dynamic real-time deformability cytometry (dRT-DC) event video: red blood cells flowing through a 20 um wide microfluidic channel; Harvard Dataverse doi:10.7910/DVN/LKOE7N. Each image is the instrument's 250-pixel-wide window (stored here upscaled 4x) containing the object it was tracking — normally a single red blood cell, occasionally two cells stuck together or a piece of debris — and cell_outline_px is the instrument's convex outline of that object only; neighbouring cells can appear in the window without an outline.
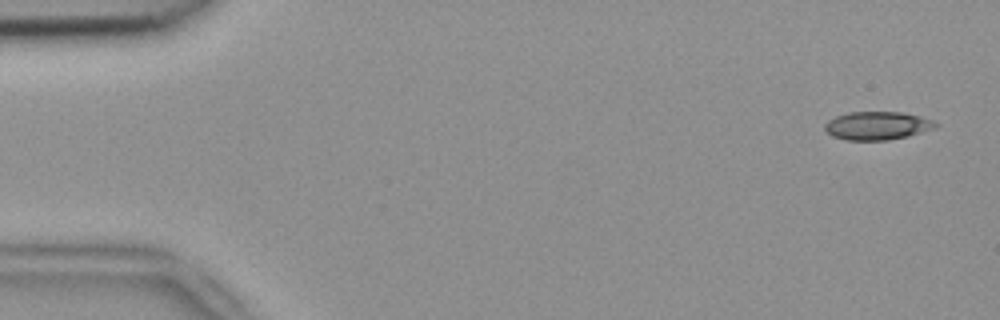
{"species": "common noctule bat (a hibernating species)", "species_latin": "Nyctalus noctula", "temperature_condition": "room temperature", "stored_images_in_passage": 52, "camera_frame_rate_fps": 3000, "um_per_image_px": 0.085, "animal": {"sex": "female", "body_mass_g": 18.4}, "frame": {"image": 1, "passage_image": 2, "time_ms": 0.333, "image_size_px": [1000, 320], "cell_outline_px": [[940, 124], [936, 128], [908, 136], [888, 140], [848, 140], [832, 136], [824, 128], [824, 124], [828, 120], [836, 116], [848, 112], [904, 112], [920, 116], [932, 120]], "centroid_in_image_um": [74.59, 10.68], "position_along_channel_um": 10.4, "area_um2": 18.32}}
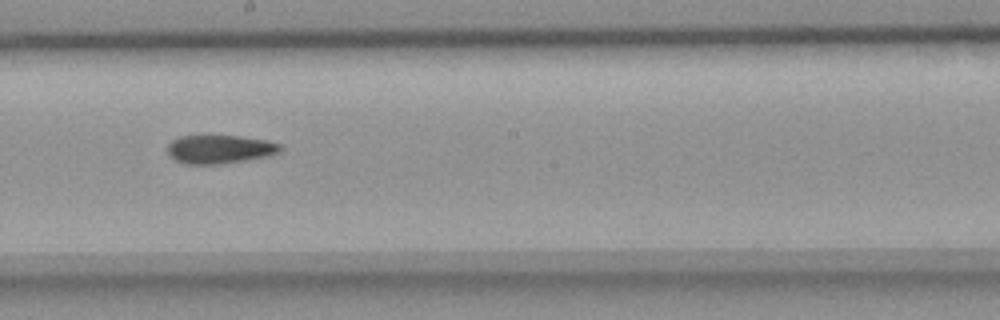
{"frame": {"image": 2, "passage_image": 29, "time_ms": 9.333, "image_size_px": [1000, 320], "cell_outline_px": [[284, 148], [280, 152], [268, 156], [244, 160], [216, 164], [184, 164], [168, 156], [168, 144], [172, 140], [180, 136], [200, 132], [240, 136], [268, 140], [280, 144]], "centroid_in_image_um": [18.64, 12.63], "position_along_channel_um": 229.6, "area_um2": 19.65}}
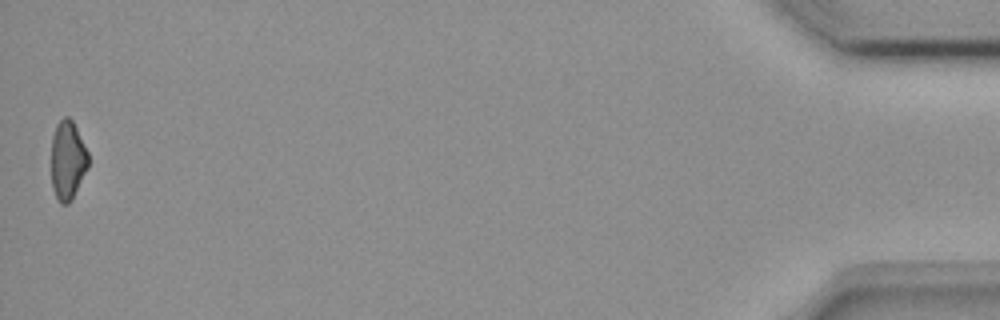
{"frame": {"image": 3, "passage_image": 52, "time_ms": 17.0, "image_size_px": [1000, 320], "cell_outline_px": [[88, 168], [72, 200], [68, 204], [60, 204], [52, 188], [52, 136], [56, 124], [64, 116], [68, 116], [72, 120], [88, 152]], "centroid_in_image_um": [5.75, 13.63], "position_along_channel_um": 429.4, "area_um2": 17.05}}